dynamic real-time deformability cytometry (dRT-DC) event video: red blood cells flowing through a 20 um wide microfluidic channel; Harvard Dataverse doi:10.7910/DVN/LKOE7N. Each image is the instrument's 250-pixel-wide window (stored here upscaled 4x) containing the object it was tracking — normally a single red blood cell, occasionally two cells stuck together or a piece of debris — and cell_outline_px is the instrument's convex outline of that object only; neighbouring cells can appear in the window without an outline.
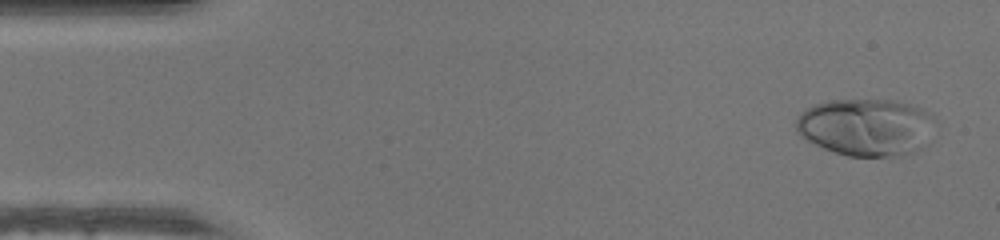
{"species": "human", "species_latin": "Homo sapiens", "temperature_condition": "warm", "stored_images_in_passage": 48, "camera_frame_rate_fps": 3000, "um_per_image_px": 0.085, "donor": {"sex": "male"}, "frame": {"image": 1, "passage_image": 2, "time_ms": 0.333, "image_size_px": [1000, 240], "cell_outline_px": [[932, 116], [920, 148], [916, 152], [888, 156], [848, 156], [824, 148], [808, 140], [796, 132], [796, 120], [800, 112], [816, 104], [828, 100], [892, 100], [912, 104], [924, 108], [932, 112]], "centroid_in_image_um": [73.54, 10.78], "position_along_channel_um": 11.5, "area_um2": 45.6}}
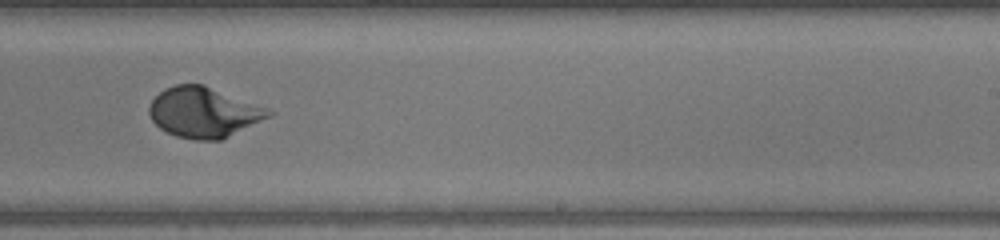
{"frame": {"image": 2, "passage_image": 29, "time_ms": 9.333, "image_size_px": [1000, 240], "cell_outline_px": [[276, 112], [272, 116], [220, 140], [196, 140], [176, 136], [160, 128], [152, 120], [148, 112], [148, 108], [152, 100], [164, 88], [176, 84], [204, 84]], "centroid_in_image_um": [17.3, 9.54], "position_along_channel_um": 271.7, "area_um2": 34.8}}
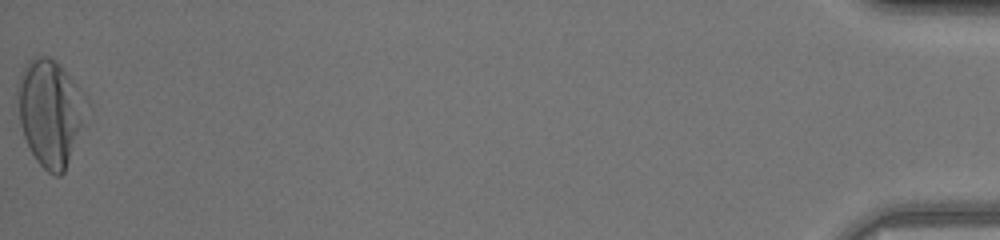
{"frame": {"image": 3, "passage_image": 48, "time_ms": 15.667, "image_size_px": [1000, 240], "cell_outline_px": [[92, 108], [64, 172], [60, 176], [56, 176], [48, 172], [36, 160], [24, 136], [20, 124], [16, 92], [16, 84], [20, 72], [28, 60], [32, 56], [48, 56], [56, 60], [60, 64], [88, 96]], "centroid_in_image_um": [4.32, 9.51], "position_along_channel_um": 430.9, "area_um2": 44.1}}